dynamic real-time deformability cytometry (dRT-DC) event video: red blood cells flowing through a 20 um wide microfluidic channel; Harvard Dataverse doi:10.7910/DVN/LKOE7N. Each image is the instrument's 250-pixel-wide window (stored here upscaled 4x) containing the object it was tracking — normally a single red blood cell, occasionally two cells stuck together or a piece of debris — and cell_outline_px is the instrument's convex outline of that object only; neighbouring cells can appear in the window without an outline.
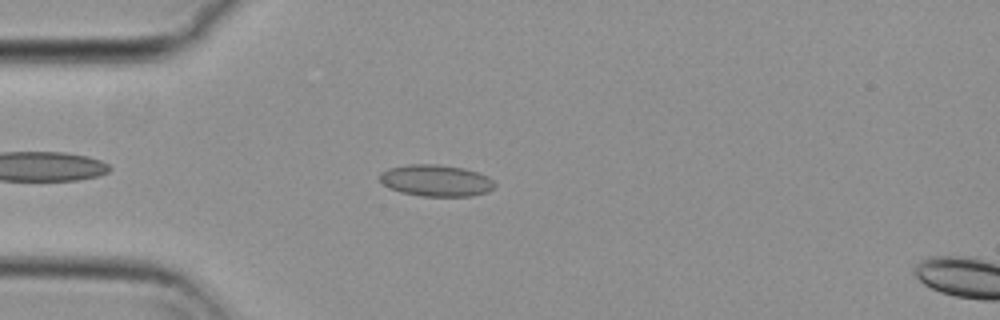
{"species": "common noctule bat (a hibernating species)", "species_latin": "Nyctalus noctula", "temperature_condition": "cold", "stored_images_in_passage": 46, "camera_frame_rate_fps": 3000, "um_per_image_px": 0.085, "animal": {"sex": "female", "body_mass_g": 29.2, "forearm_length_mm": 56.3}, "frame": {"image": 1, "passage_image": 6, "time_ms": 1.667, "image_size_px": [1000, 320], "cell_outline_px": [[496, 188], [488, 192], [472, 196], [420, 196], [400, 192], [388, 188], [380, 180], [380, 172], [388, 168], [408, 164], [436, 164], [464, 168], [488, 176], [496, 184]], "centroid_in_image_um": [37.07, 15.35], "position_along_channel_um": 47.9, "area_um2": 21.39}}
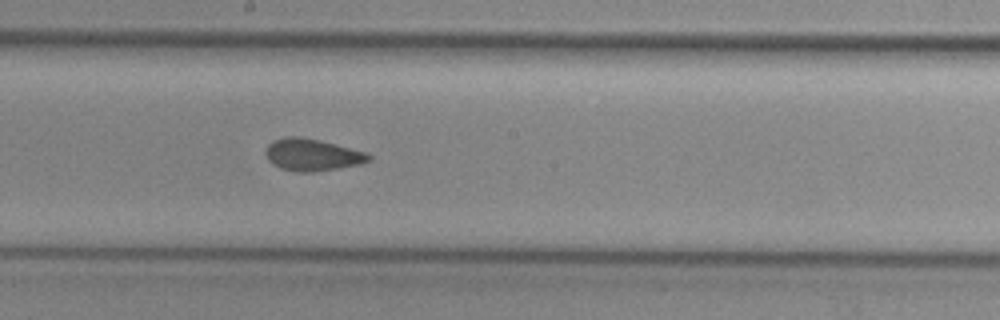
{"frame": {"image": 2, "passage_image": 21, "time_ms": 6.667, "image_size_px": [1000, 320], "cell_outline_px": [[372, 160], [360, 164], [312, 172], [296, 172], [280, 168], [272, 164], [268, 160], [264, 152], [268, 144], [272, 140], [284, 136], [296, 136], [320, 140], [364, 152], [372, 156]], "centroid_in_image_um": [26.48, 13.15], "position_along_channel_um": 221.7, "area_um2": 19.25}}
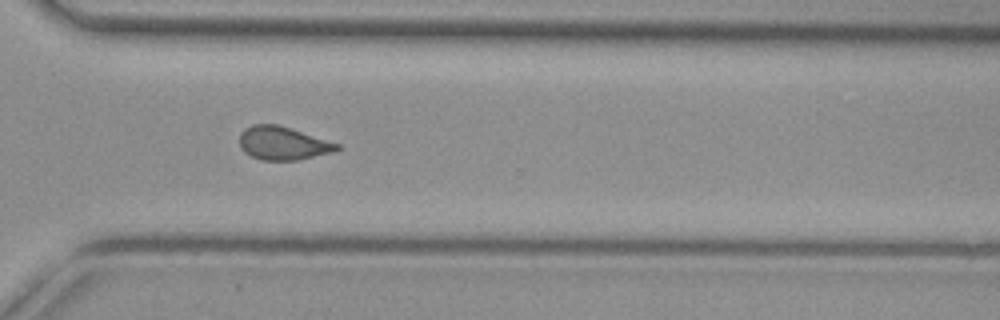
{"frame": {"image": 3, "passage_image": 31, "time_ms": 10.0, "image_size_px": [1000, 320], "cell_outline_px": [[340, 148], [332, 152], [296, 160], [260, 160], [244, 152], [240, 148], [240, 132], [244, 128], [252, 124], [276, 124], [340, 144]], "centroid_in_image_um": [23.99, 12.17], "position_along_channel_um": 346.6, "area_um2": 18.73}, "authors_computed_cell_mechanics": {"area_um2": 19.1029, "velocity_mm_per_s": 3.7525, "shape_relaxation_time_tau1_ms": null, "shape_relaxation_time_tau2_ms": 1.4817, "deformation_change_tau1": null, "deformation_change_tau2": 0.0566}}